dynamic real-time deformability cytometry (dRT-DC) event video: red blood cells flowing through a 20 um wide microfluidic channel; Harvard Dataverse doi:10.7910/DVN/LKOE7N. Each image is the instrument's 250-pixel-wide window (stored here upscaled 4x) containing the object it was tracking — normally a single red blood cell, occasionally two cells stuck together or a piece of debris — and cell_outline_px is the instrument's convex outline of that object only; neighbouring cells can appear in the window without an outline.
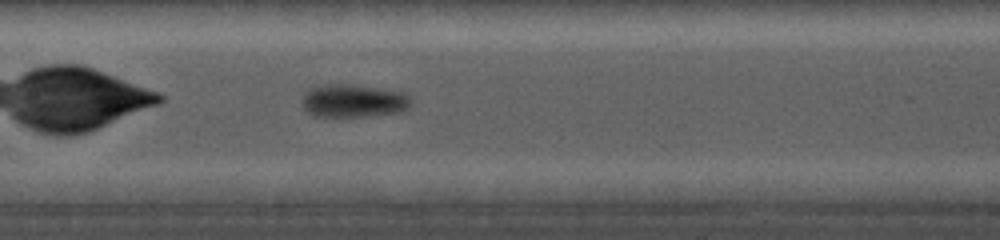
{"species": "common noctule bat (a hibernating species)", "species_latin": "Nyctalus noctula", "temperature_condition": "cold", "stored_images_in_passage": 15, "camera_frame_rate_fps": 5000, "um_per_image_px": 0.085, "animal": {"sex": "female", "body_mass_g": 19.0, "forearm_length_mm": 56.7}, "frame": {"image": 1, "passage_image": 9, "time_ms": 3.4, "image_size_px": [1000, 240], "cell_outline_px": [[412, 104], [408, 108], [400, 112], [364, 116], [312, 116], [304, 108], [304, 92], [308, 88], [324, 84], [352, 84], [408, 92]], "centroid_in_image_um": [30.08, 8.55], "position_along_channel_um": 177.3, "area_um2": 21.15}}
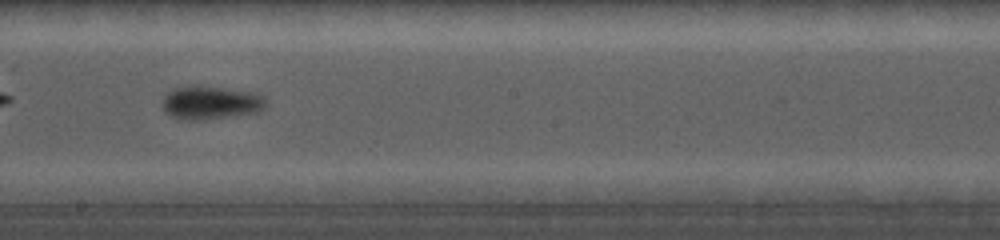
{"frame": {"image": 2, "passage_image": 11, "time_ms": 4.8, "image_size_px": [1000, 240], "cell_outline_px": [[268, 104], [264, 108], [256, 112], [200, 120], [188, 120], [172, 116], [164, 112], [160, 104], [164, 96], [168, 92], [176, 88], [200, 84], [252, 92], [260, 96]], "centroid_in_image_um": [17.84, 8.71], "position_along_channel_um": 230.4, "area_um2": 20.11}}
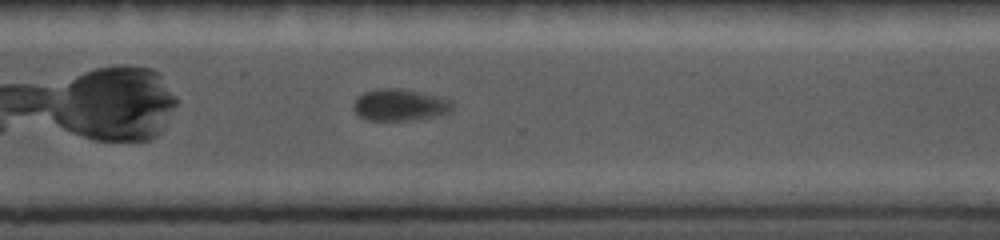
{"frame": {"image": 3, "passage_image": 15, "time_ms": 7.6, "image_size_px": [1000, 240], "cell_outline_px": [[456, 104], [452, 112], [436, 116], [408, 120], [368, 120], [360, 116], [352, 108], [356, 96], [364, 92], [380, 88], [400, 88], [444, 96], [452, 100]], "centroid_in_image_um": [34.06, 8.9], "position_along_channel_um": 336.5, "area_um2": 18.79}}